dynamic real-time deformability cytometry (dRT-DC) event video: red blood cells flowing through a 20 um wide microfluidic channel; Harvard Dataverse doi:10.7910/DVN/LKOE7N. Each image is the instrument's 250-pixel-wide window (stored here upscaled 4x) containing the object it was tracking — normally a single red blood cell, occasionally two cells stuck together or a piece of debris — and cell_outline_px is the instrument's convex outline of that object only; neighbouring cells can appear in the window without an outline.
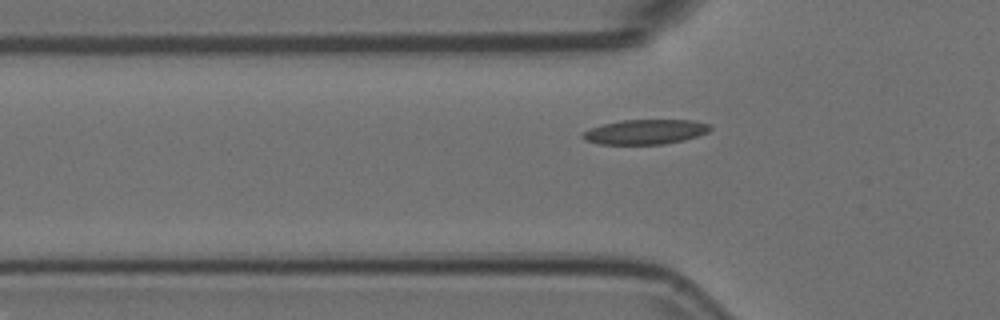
{"species": "Egyptian fruit bat (a non-hibernating species)", "species_latin": "Rousettus aegyptiacus", "temperature_condition": "room temperature", "stored_images_in_passage": 39, "camera_frame_rate_fps": 3000, "um_per_image_px": 0.085, "animal": {"sex": "female"}, "frame": {"image": 1, "passage_image": 12, "time_ms": 3.667, "image_size_px": [1000, 320], "cell_outline_px": [[712, 128], [708, 132], [684, 140], [664, 144], [600, 144], [584, 140], [580, 136], [588, 128], [604, 124], [624, 120], [692, 120], [712, 124]], "centroid_in_image_um": [54.86, 11.2], "position_along_channel_um": 70.9, "area_um2": 18.44}}
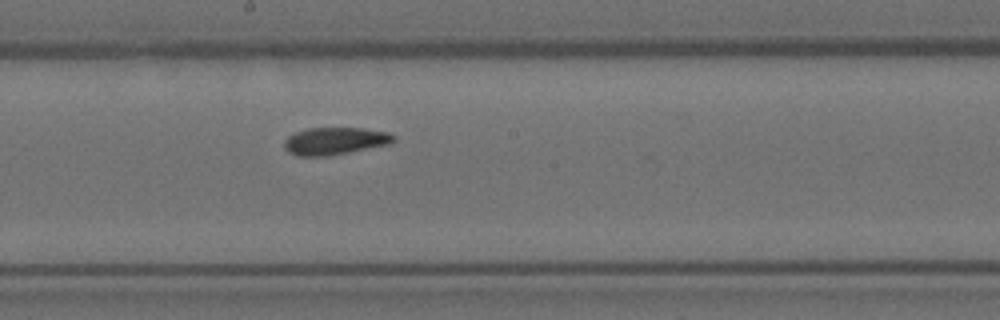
{"frame": {"image": 2, "passage_image": 24, "time_ms": 7.667, "image_size_px": [1000, 320], "cell_outline_px": [[396, 140], [388, 144], [328, 156], [296, 156], [288, 152], [284, 148], [284, 140], [288, 136], [296, 132], [308, 128], [364, 128], [388, 132], [396, 136]], "centroid_in_image_um": [28.45, 11.98], "position_along_channel_um": 219.8, "area_um2": 17.46}}
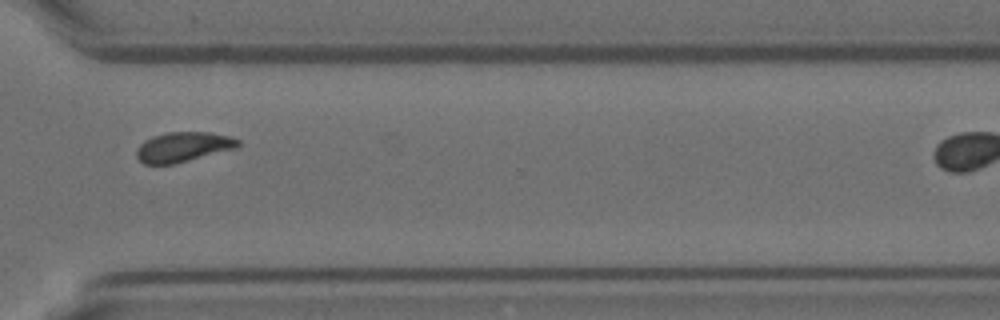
{"frame": {"image": 3, "passage_image": 35, "time_ms": 11.333, "image_size_px": [1000, 320], "cell_outline_px": [[240, 144], [236, 148], [172, 164], [144, 164], [136, 156], [136, 152], [140, 144], [144, 140], [152, 136], [168, 132], [208, 132], [228, 136], [240, 140]], "centroid_in_image_um": [15.54, 12.48], "position_along_channel_um": 355.1, "area_um2": 17.46}}